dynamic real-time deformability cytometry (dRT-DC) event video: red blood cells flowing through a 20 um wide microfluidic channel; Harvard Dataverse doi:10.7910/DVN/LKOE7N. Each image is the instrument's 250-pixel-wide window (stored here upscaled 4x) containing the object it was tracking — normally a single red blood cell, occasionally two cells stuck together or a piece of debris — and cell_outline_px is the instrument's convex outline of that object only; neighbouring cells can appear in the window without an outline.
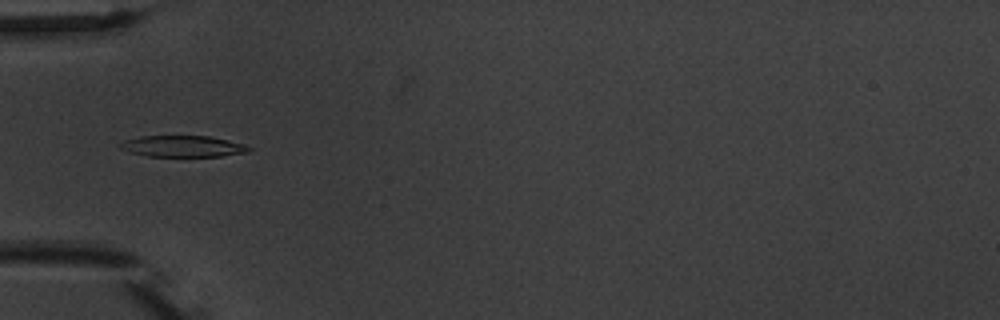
{"species": "common noctule bat (a hibernating species)", "species_latin": "Nyctalus noctula", "temperature_condition": "warm", "stored_images_in_passage": 6, "camera_frame_rate_fps": 3000, "um_per_image_px": 0.085, "animal": {"sex": "male", "body_mass_g": 20.1, "forearm_length_mm": 53.5}, "frame": {"image": 1, "passage_image": 6, "time_ms": 6.0, "image_size_px": [1000, 320], "cell_outline_px": [[252, 148], [248, 152], [220, 156], [148, 156], [128, 152], [120, 148], [120, 144], [124, 140], [140, 136], [208, 136], [228, 140], [244, 144]], "centroid_in_image_um": [15.53, 12.43], "position_along_channel_um": 69.5, "area_um2": 15.9}}